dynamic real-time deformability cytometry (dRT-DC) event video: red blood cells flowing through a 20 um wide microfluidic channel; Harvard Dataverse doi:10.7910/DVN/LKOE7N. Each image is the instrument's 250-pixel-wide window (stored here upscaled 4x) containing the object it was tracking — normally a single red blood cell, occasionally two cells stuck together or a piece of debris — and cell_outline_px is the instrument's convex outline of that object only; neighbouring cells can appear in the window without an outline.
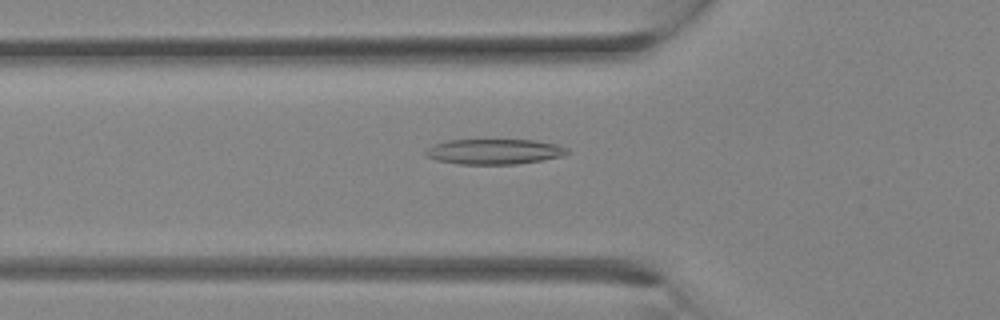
{"species": "Egyptian fruit bat (a non-hibernating species)", "species_latin": "Rousettus aegyptiacus", "temperature_condition": "room temperature", "stored_images_in_passage": 31, "camera_frame_rate_fps": 3000, "um_per_image_px": 0.085, "animal": {"sex": "female"}, "frame": {"image": 1, "passage_image": 10, "time_ms": 3.0, "image_size_px": [1000, 320], "cell_outline_px": [[572, 152], [564, 156], [516, 164], [460, 164], [436, 160], [428, 156], [424, 152], [428, 148], [436, 144], [448, 140], [536, 140], [556, 144], [568, 148]], "centroid_in_image_um": [42.07, 12.88], "position_along_channel_um": 83.7, "area_um2": 20.81}}
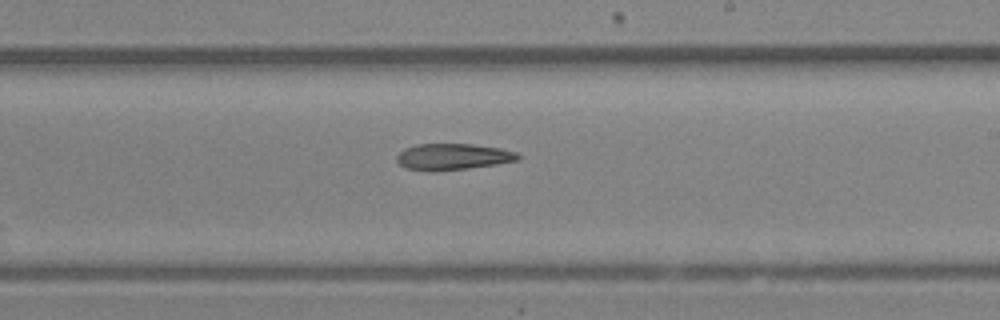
{"frame": {"image": 2, "passage_image": 18, "time_ms": 5.667, "image_size_px": [1000, 320], "cell_outline_px": [[520, 156], [516, 160], [496, 164], [468, 168], [404, 168], [396, 160], [396, 156], [404, 148], [416, 144], [472, 144], [500, 148], [516, 152]], "centroid_in_image_um": [38.51, 13.27], "position_along_channel_um": 250.5, "area_um2": 17.69}}
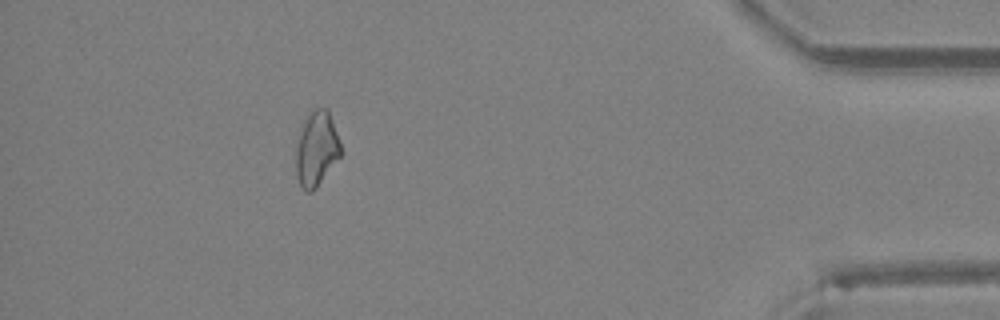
{"frame": {"image": 3, "passage_image": 28, "time_ms": 9.0, "image_size_px": [1000, 320], "cell_outline_px": [[344, 152], [316, 188], [312, 192], [308, 192], [300, 188], [296, 176], [296, 144], [300, 128], [304, 120], [316, 108], [328, 108]], "centroid_in_image_um": [26.91, 12.68], "position_along_channel_um": 408.3, "area_um2": 19.88}}